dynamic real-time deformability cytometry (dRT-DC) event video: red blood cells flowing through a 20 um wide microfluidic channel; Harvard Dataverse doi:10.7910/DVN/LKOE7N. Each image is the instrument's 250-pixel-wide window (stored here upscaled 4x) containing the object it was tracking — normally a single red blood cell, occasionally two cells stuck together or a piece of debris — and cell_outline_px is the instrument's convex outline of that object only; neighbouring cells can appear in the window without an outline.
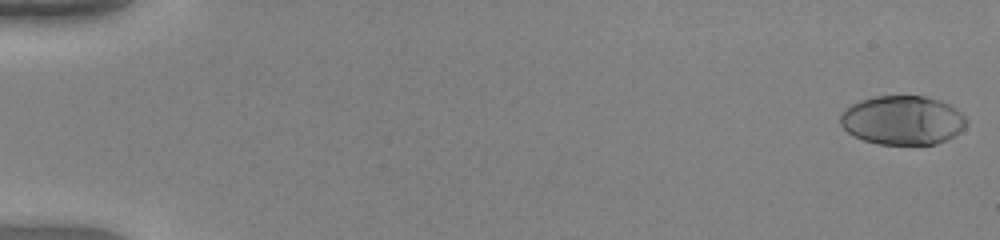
{"species": "human", "species_latin": "Homo sapiens", "temperature_condition": "warm", "stored_images_in_passage": 50, "camera_frame_rate_fps": 3000, "um_per_image_px": 0.085, "donor": {"sex": "female"}, "frame": {"image": 1, "passage_image": 1, "time_ms": 0.0, "image_size_px": [1000, 240], "cell_outline_px": [[968, 124], [960, 132], [936, 144], [880, 144], [864, 140], [852, 136], [840, 124], [840, 112], [852, 104], [860, 100], [872, 96], [924, 96], [940, 100], [956, 108], [968, 120]], "centroid_in_image_um": [76.7, 10.21], "position_along_channel_um": 8.3, "area_um2": 36.18}}
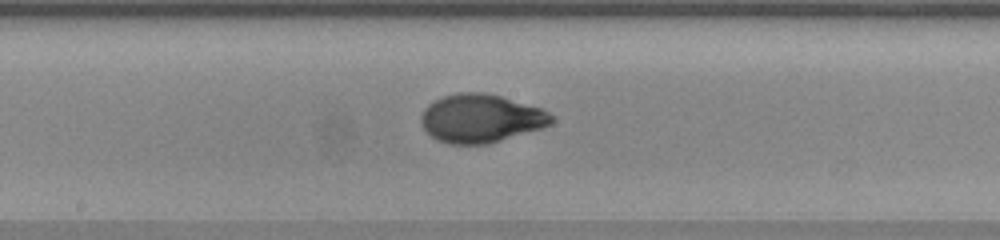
{"frame": {"image": 2, "passage_image": 28, "time_ms": 9.0, "image_size_px": [1000, 240], "cell_outline_px": [[556, 120], [552, 124], [540, 128], [488, 144], [452, 144], [436, 140], [424, 128], [420, 120], [420, 116], [424, 108], [428, 104], [440, 96], [460, 92], [484, 92], [500, 96], [540, 108], [548, 112]], "centroid_in_image_um": [40.84, 10.05], "position_along_channel_um": 207.4, "area_um2": 36.7}}
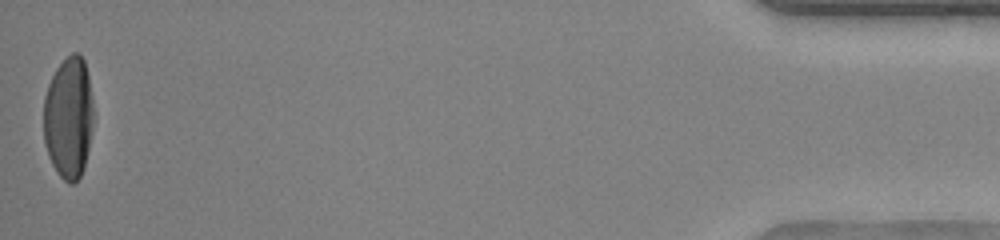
{"frame": {"image": 3, "passage_image": 50, "time_ms": 16.333, "image_size_px": [1000, 240], "cell_outline_px": [[92, 128], [84, 168], [80, 176], [72, 184], [68, 184], [60, 176], [52, 164], [48, 156], [44, 144], [44, 96], [48, 84], [56, 68], [72, 52], [76, 52], [84, 60], [88, 76], [92, 100]], "centroid_in_image_um": [5.81, 10.01], "position_along_channel_um": 429.4, "area_um2": 35.26}, "authors_computed_cell_mechanics": {"area_um2": 35.8938, "velocity_mm_per_s": 4.1955, "shape_relaxation_time_tau1_ms": 4.3509, "shape_relaxation_time_tau2_ms": null, "deformation_change_tau1": 0.2745, "deformation_change_tau2": null}}